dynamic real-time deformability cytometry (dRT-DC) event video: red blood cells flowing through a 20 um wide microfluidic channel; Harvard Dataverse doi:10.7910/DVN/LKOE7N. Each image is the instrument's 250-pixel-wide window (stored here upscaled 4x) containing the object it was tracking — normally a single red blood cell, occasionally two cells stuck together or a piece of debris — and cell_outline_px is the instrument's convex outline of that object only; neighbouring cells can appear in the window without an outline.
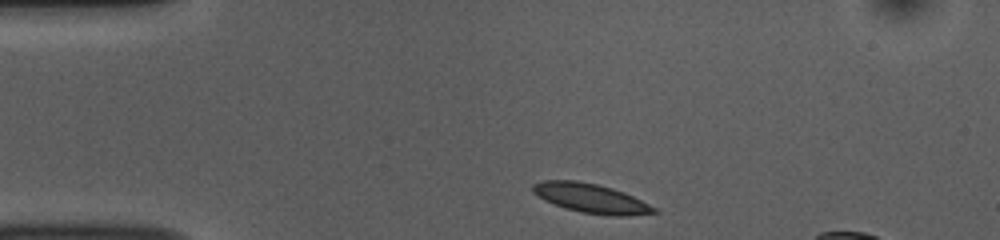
{"species": "common noctule bat (a hibernating species)", "species_latin": "Nyctalus noctula", "temperature_condition": "room temperature", "stored_images_in_passage": 37, "camera_frame_rate_fps": 3000, "um_per_image_px": 0.085, "animal": {"sex": "female", "body_mass_g": 10.0, "forearm_length_mm": 53.1}, "frame": {"image": 1, "passage_image": 1, "time_ms": 0.0, "image_size_px": [1000, 240], "cell_outline_px": [[660, 212], [628, 216], [612, 216], [580, 212], [564, 208], [544, 200], [536, 196], [532, 192], [532, 184], [544, 180], [576, 180], [600, 184], [624, 192], [656, 208]], "centroid_in_image_um": [50.2, 16.85], "position_along_channel_um": 34.8, "area_um2": 20.87}}
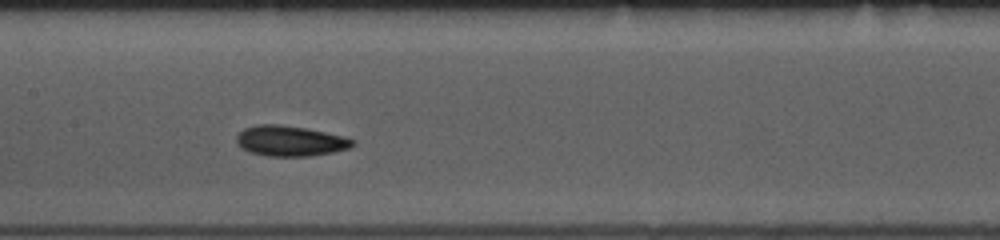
{"frame": {"image": 2, "passage_image": 16, "time_ms": 5.0, "image_size_px": [1000, 240], "cell_outline_px": [[356, 144], [348, 148], [332, 152], [308, 156], [268, 156], [252, 152], [240, 148], [236, 144], [236, 136], [244, 128], [256, 124], [280, 124], [308, 128], [344, 136], [356, 140]], "centroid_in_image_um": [24.66, 11.96], "position_along_channel_um": 182.7, "area_um2": 20.75}}
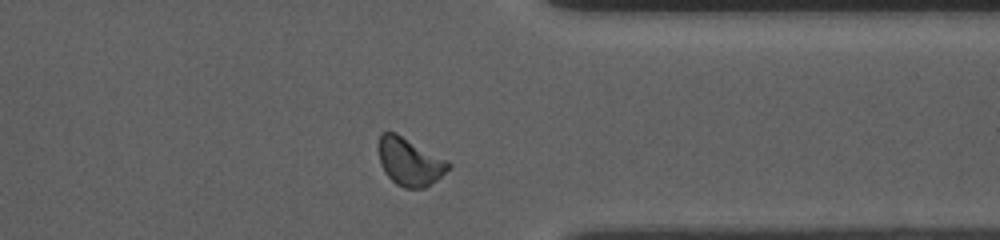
{"frame": {"image": 3, "passage_image": 32, "time_ms": 10.333, "image_size_px": [1000, 240], "cell_outline_px": [[452, 168], [436, 180], [424, 188], [404, 188], [396, 184], [384, 172], [380, 164], [380, 132], [396, 132], [448, 160], [452, 164]], "centroid_in_image_um": [34.86, 13.75], "position_along_channel_um": 376.5, "area_um2": 19.48}, "authors_computed_cell_mechanics": {"area_um2": 19.5364, "velocity_mm_per_s": 3.7379, "shape_relaxation_time_tau1_ms": 1.7697, "shape_relaxation_time_tau2_ms": 3.0789, "deformation_change_tau1": 0.0984, "deformation_change_tau2": 0.0901}}